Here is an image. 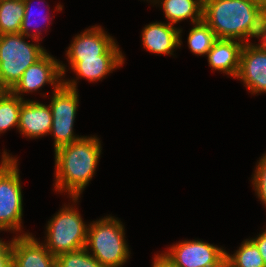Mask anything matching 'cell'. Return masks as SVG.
<instances>
[{
  "label": "cell",
  "mask_w": 266,
  "mask_h": 267,
  "mask_svg": "<svg viewBox=\"0 0 266 267\" xmlns=\"http://www.w3.org/2000/svg\"><path fill=\"white\" fill-rule=\"evenodd\" d=\"M57 267H104L86 248L56 256Z\"/></svg>",
  "instance_id": "cell-22"
},
{
  "label": "cell",
  "mask_w": 266,
  "mask_h": 267,
  "mask_svg": "<svg viewBox=\"0 0 266 267\" xmlns=\"http://www.w3.org/2000/svg\"><path fill=\"white\" fill-rule=\"evenodd\" d=\"M143 47L153 54L173 55L182 45V29L162 22H152L141 31Z\"/></svg>",
  "instance_id": "cell-14"
},
{
  "label": "cell",
  "mask_w": 266,
  "mask_h": 267,
  "mask_svg": "<svg viewBox=\"0 0 266 267\" xmlns=\"http://www.w3.org/2000/svg\"><path fill=\"white\" fill-rule=\"evenodd\" d=\"M259 159L254 174L252 175L251 182L258 199L264 207H266V153Z\"/></svg>",
  "instance_id": "cell-24"
},
{
  "label": "cell",
  "mask_w": 266,
  "mask_h": 267,
  "mask_svg": "<svg viewBox=\"0 0 266 267\" xmlns=\"http://www.w3.org/2000/svg\"><path fill=\"white\" fill-rule=\"evenodd\" d=\"M265 12L250 0H203V21L218 39L251 43L249 38L257 37Z\"/></svg>",
  "instance_id": "cell-2"
},
{
  "label": "cell",
  "mask_w": 266,
  "mask_h": 267,
  "mask_svg": "<svg viewBox=\"0 0 266 267\" xmlns=\"http://www.w3.org/2000/svg\"><path fill=\"white\" fill-rule=\"evenodd\" d=\"M3 151L0 162V229L20 235L23 196L17 157ZM22 228V229H21ZM14 231V232H13Z\"/></svg>",
  "instance_id": "cell-6"
},
{
  "label": "cell",
  "mask_w": 266,
  "mask_h": 267,
  "mask_svg": "<svg viewBox=\"0 0 266 267\" xmlns=\"http://www.w3.org/2000/svg\"><path fill=\"white\" fill-rule=\"evenodd\" d=\"M222 267H230V266L225 263Z\"/></svg>",
  "instance_id": "cell-32"
},
{
  "label": "cell",
  "mask_w": 266,
  "mask_h": 267,
  "mask_svg": "<svg viewBox=\"0 0 266 267\" xmlns=\"http://www.w3.org/2000/svg\"><path fill=\"white\" fill-rule=\"evenodd\" d=\"M250 240L257 246L264 264L266 265V228L264 231L255 236V238H250Z\"/></svg>",
  "instance_id": "cell-25"
},
{
  "label": "cell",
  "mask_w": 266,
  "mask_h": 267,
  "mask_svg": "<svg viewBox=\"0 0 266 267\" xmlns=\"http://www.w3.org/2000/svg\"><path fill=\"white\" fill-rule=\"evenodd\" d=\"M22 33L0 35V84L11 90L24 71L41 59L47 51L33 38L34 43L25 41Z\"/></svg>",
  "instance_id": "cell-5"
},
{
  "label": "cell",
  "mask_w": 266,
  "mask_h": 267,
  "mask_svg": "<svg viewBox=\"0 0 266 267\" xmlns=\"http://www.w3.org/2000/svg\"><path fill=\"white\" fill-rule=\"evenodd\" d=\"M24 0H0V35L20 33Z\"/></svg>",
  "instance_id": "cell-18"
},
{
  "label": "cell",
  "mask_w": 266,
  "mask_h": 267,
  "mask_svg": "<svg viewBox=\"0 0 266 267\" xmlns=\"http://www.w3.org/2000/svg\"><path fill=\"white\" fill-rule=\"evenodd\" d=\"M152 267H175L163 254L154 256Z\"/></svg>",
  "instance_id": "cell-27"
},
{
  "label": "cell",
  "mask_w": 266,
  "mask_h": 267,
  "mask_svg": "<svg viewBox=\"0 0 266 267\" xmlns=\"http://www.w3.org/2000/svg\"><path fill=\"white\" fill-rule=\"evenodd\" d=\"M1 231H5V230L0 229V232ZM11 244H12V240L6 242L5 240L3 241L0 238V258H2L10 250Z\"/></svg>",
  "instance_id": "cell-29"
},
{
  "label": "cell",
  "mask_w": 266,
  "mask_h": 267,
  "mask_svg": "<svg viewBox=\"0 0 266 267\" xmlns=\"http://www.w3.org/2000/svg\"><path fill=\"white\" fill-rule=\"evenodd\" d=\"M101 152V141L95 135L83 136L54 151V190L68 193L70 198H80L95 175Z\"/></svg>",
  "instance_id": "cell-1"
},
{
  "label": "cell",
  "mask_w": 266,
  "mask_h": 267,
  "mask_svg": "<svg viewBox=\"0 0 266 267\" xmlns=\"http://www.w3.org/2000/svg\"><path fill=\"white\" fill-rule=\"evenodd\" d=\"M10 251L13 267H57L56 257L28 232L12 238Z\"/></svg>",
  "instance_id": "cell-12"
},
{
  "label": "cell",
  "mask_w": 266,
  "mask_h": 267,
  "mask_svg": "<svg viewBox=\"0 0 266 267\" xmlns=\"http://www.w3.org/2000/svg\"><path fill=\"white\" fill-rule=\"evenodd\" d=\"M67 61L77 77L71 80L63 78V85L77 90L79 78L97 82L120 68L125 62V56L116 41L103 55L97 56V58L68 59Z\"/></svg>",
  "instance_id": "cell-10"
},
{
  "label": "cell",
  "mask_w": 266,
  "mask_h": 267,
  "mask_svg": "<svg viewBox=\"0 0 266 267\" xmlns=\"http://www.w3.org/2000/svg\"><path fill=\"white\" fill-rule=\"evenodd\" d=\"M225 263L230 267H266L257 246L245 239L234 254L226 252Z\"/></svg>",
  "instance_id": "cell-20"
},
{
  "label": "cell",
  "mask_w": 266,
  "mask_h": 267,
  "mask_svg": "<svg viewBox=\"0 0 266 267\" xmlns=\"http://www.w3.org/2000/svg\"><path fill=\"white\" fill-rule=\"evenodd\" d=\"M256 38H258L260 42L257 45L266 51V12L261 17L259 31Z\"/></svg>",
  "instance_id": "cell-26"
},
{
  "label": "cell",
  "mask_w": 266,
  "mask_h": 267,
  "mask_svg": "<svg viewBox=\"0 0 266 267\" xmlns=\"http://www.w3.org/2000/svg\"><path fill=\"white\" fill-rule=\"evenodd\" d=\"M192 25L187 37L188 48L197 56H207L218 38L203 20Z\"/></svg>",
  "instance_id": "cell-19"
},
{
  "label": "cell",
  "mask_w": 266,
  "mask_h": 267,
  "mask_svg": "<svg viewBox=\"0 0 266 267\" xmlns=\"http://www.w3.org/2000/svg\"><path fill=\"white\" fill-rule=\"evenodd\" d=\"M24 99L5 90L0 96V134L19 125V112Z\"/></svg>",
  "instance_id": "cell-21"
},
{
  "label": "cell",
  "mask_w": 266,
  "mask_h": 267,
  "mask_svg": "<svg viewBox=\"0 0 266 267\" xmlns=\"http://www.w3.org/2000/svg\"><path fill=\"white\" fill-rule=\"evenodd\" d=\"M124 229L121 220L110 215L90 222L86 250L104 267L124 266L131 254Z\"/></svg>",
  "instance_id": "cell-3"
},
{
  "label": "cell",
  "mask_w": 266,
  "mask_h": 267,
  "mask_svg": "<svg viewBox=\"0 0 266 267\" xmlns=\"http://www.w3.org/2000/svg\"><path fill=\"white\" fill-rule=\"evenodd\" d=\"M52 113L49 105L26 99L19 112L18 131L24 137L37 139L50 134Z\"/></svg>",
  "instance_id": "cell-15"
},
{
  "label": "cell",
  "mask_w": 266,
  "mask_h": 267,
  "mask_svg": "<svg viewBox=\"0 0 266 267\" xmlns=\"http://www.w3.org/2000/svg\"><path fill=\"white\" fill-rule=\"evenodd\" d=\"M0 267H13V256L10 250L0 258Z\"/></svg>",
  "instance_id": "cell-28"
},
{
  "label": "cell",
  "mask_w": 266,
  "mask_h": 267,
  "mask_svg": "<svg viewBox=\"0 0 266 267\" xmlns=\"http://www.w3.org/2000/svg\"><path fill=\"white\" fill-rule=\"evenodd\" d=\"M255 2L256 4L260 5L264 10H266V0H250Z\"/></svg>",
  "instance_id": "cell-30"
},
{
  "label": "cell",
  "mask_w": 266,
  "mask_h": 267,
  "mask_svg": "<svg viewBox=\"0 0 266 267\" xmlns=\"http://www.w3.org/2000/svg\"><path fill=\"white\" fill-rule=\"evenodd\" d=\"M235 78L243 82L251 94L266 93V51L257 43L243 45Z\"/></svg>",
  "instance_id": "cell-11"
},
{
  "label": "cell",
  "mask_w": 266,
  "mask_h": 267,
  "mask_svg": "<svg viewBox=\"0 0 266 267\" xmlns=\"http://www.w3.org/2000/svg\"><path fill=\"white\" fill-rule=\"evenodd\" d=\"M66 67L68 66L47 52L24 71L20 80L10 91L24 100L23 93L29 94L38 91L46 84L52 85L53 90L56 91L63 84V77L65 78L67 71Z\"/></svg>",
  "instance_id": "cell-9"
},
{
  "label": "cell",
  "mask_w": 266,
  "mask_h": 267,
  "mask_svg": "<svg viewBox=\"0 0 266 267\" xmlns=\"http://www.w3.org/2000/svg\"><path fill=\"white\" fill-rule=\"evenodd\" d=\"M243 45L244 43L237 40L218 39L207 53L211 70L220 71L235 78L239 70Z\"/></svg>",
  "instance_id": "cell-16"
},
{
  "label": "cell",
  "mask_w": 266,
  "mask_h": 267,
  "mask_svg": "<svg viewBox=\"0 0 266 267\" xmlns=\"http://www.w3.org/2000/svg\"><path fill=\"white\" fill-rule=\"evenodd\" d=\"M34 0H24V7H25V10H24V17H23V20H22V25H21V29H20V33H22L23 35H25V36H27V37H29V38H34V39H37V40H42V38L40 37V35L42 34L41 32V30H39L38 29V27L39 26H37V27H35L38 23L36 22V19L35 18H33V20L35 21V23L32 21V17L31 16H33V14L35 13L32 9H33V7H32V2H33ZM41 1V0H40ZM44 0L42 1V4H44ZM49 18H51V19H49ZM41 19H43V21H48V20H50V21H48L47 23L48 24H51L50 22H51V20H52V17H47V14H46V16L44 17V15H43V17H41ZM31 27L33 28V31H34V29H35V31H34V33H33V31L31 32L30 30H32L31 29Z\"/></svg>",
  "instance_id": "cell-23"
},
{
  "label": "cell",
  "mask_w": 266,
  "mask_h": 267,
  "mask_svg": "<svg viewBox=\"0 0 266 267\" xmlns=\"http://www.w3.org/2000/svg\"><path fill=\"white\" fill-rule=\"evenodd\" d=\"M4 91L5 89L2 86H0V96L4 93Z\"/></svg>",
  "instance_id": "cell-31"
},
{
  "label": "cell",
  "mask_w": 266,
  "mask_h": 267,
  "mask_svg": "<svg viewBox=\"0 0 266 267\" xmlns=\"http://www.w3.org/2000/svg\"><path fill=\"white\" fill-rule=\"evenodd\" d=\"M78 94V89L63 84L52 92L49 106L52 113L50 135L54 138V151L83 137L76 135L73 128L79 104Z\"/></svg>",
  "instance_id": "cell-7"
},
{
  "label": "cell",
  "mask_w": 266,
  "mask_h": 267,
  "mask_svg": "<svg viewBox=\"0 0 266 267\" xmlns=\"http://www.w3.org/2000/svg\"><path fill=\"white\" fill-rule=\"evenodd\" d=\"M72 205L65 204L46 224L44 245L55 257L59 254L85 248L87 229L80 211L76 209L79 197H71Z\"/></svg>",
  "instance_id": "cell-4"
},
{
  "label": "cell",
  "mask_w": 266,
  "mask_h": 267,
  "mask_svg": "<svg viewBox=\"0 0 266 267\" xmlns=\"http://www.w3.org/2000/svg\"><path fill=\"white\" fill-rule=\"evenodd\" d=\"M160 5L169 24L190 19L193 23L203 20V0H150Z\"/></svg>",
  "instance_id": "cell-17"
},
{
  "label": "cell",
  "mask_w": 266,
  "mask_h": 267,
  "mask_svg": "<svg viewBox=\"0 0 266 267\" xmlns=\"http://www.w3.org/2000/svg\"><path fill=\"white\" fill-rule=\"evenodd\" d=\"M168 249L161 254L175 267H222L225 264V249L199 239L179 241Z\"/></svg>",
  "instance_id": "cell-8"
},
{
  "label": "cell",
  "mask_w": 266,
  "mask_h": 267,
  "mask_svg": "<svg viewBox=\"0 0 266 267\" xmlns=\"http://www.w3.org/2000/svg\"><path fill=\"white\" fill-rule=\"evenodd\" d=\"M66 59H90L103 55L116 41L102 26L87 28L72 39Z\"/></svg>",
  "instance_id": "cell-13"
}]
</instances>
